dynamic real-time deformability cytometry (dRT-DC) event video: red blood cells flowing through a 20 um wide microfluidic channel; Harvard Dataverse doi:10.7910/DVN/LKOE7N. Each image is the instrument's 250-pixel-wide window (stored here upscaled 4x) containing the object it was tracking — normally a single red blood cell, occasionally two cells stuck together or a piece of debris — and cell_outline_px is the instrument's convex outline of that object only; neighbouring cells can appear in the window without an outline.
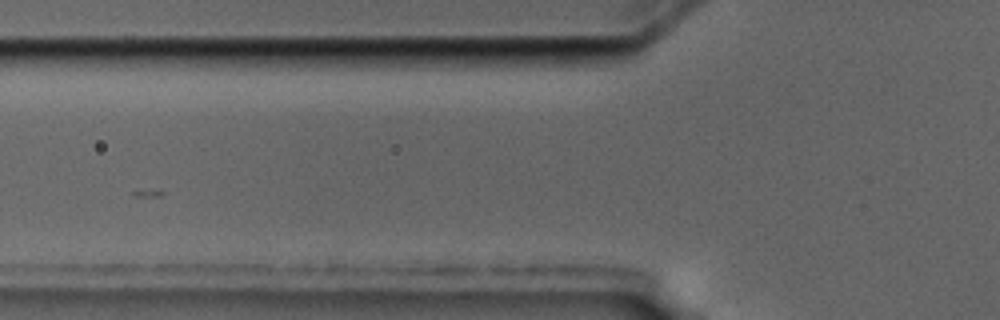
{"species": "common noctule bat (a hibernating species)", "species_latin": "Nyctalus noctula", "temperature_condition": "cold", "stored_images_in_passage": 6, "camera_frame_rate_fps": 3000, "um_per_image_px": 0.085, "animal": {"sex": "male", "body_mass_g": 17.5, "forearm_length_mm": 52.3}, "frame": {"image": 1, "passage_image": 2, "time_ms": 0.333, "image_size_px": [1000, 320], "cell_outline_px": [[540, 52], [536, 68], [528, 72], [396, 72], [396, 52]], "centroid_in_image_um": [39.65, 5.26], "position_along_channel_um": 86.2, "area_um2": 20.35}}